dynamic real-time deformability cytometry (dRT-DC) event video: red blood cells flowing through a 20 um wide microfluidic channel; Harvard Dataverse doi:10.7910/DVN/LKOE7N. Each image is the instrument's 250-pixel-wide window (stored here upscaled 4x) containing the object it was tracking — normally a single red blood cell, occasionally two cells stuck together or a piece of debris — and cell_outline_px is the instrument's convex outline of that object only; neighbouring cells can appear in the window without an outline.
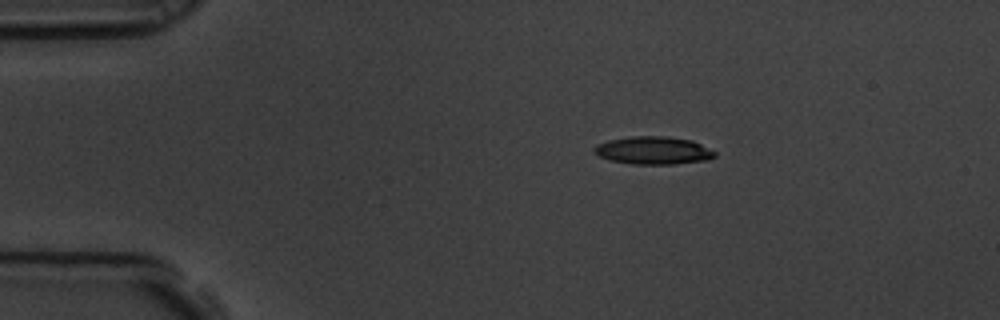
{"species": "common noctule bat (a hibernating species)", "species_latin": "Nyctalus noctula", "temperature_condition": "room temperature", "stored_images_in_passage": 4, "camera_frame_rate_fps": 3000, "um_per_image_px": 0.085, "animal": {"sex": "male", "body_mass_g": 19.5, "forearm_length_mm": 54.6}, "frame": {"image": 1, "passage_image": 2, "time_ms": 0.333, "image_size_px": [1000, 320], "cell_outline_px": [[716, 156], [708, 160], [672, 164], [632, 164], [608, 160], [592, 152], [592, 148], [596, 144], [608, 140], [632, 136], [664, 136], [692, 140], [716, 152]], "centroid_in_image_um": [55.49, 12.79], "position_along_channel_um": 29.5, "area_um2": 19.65}}